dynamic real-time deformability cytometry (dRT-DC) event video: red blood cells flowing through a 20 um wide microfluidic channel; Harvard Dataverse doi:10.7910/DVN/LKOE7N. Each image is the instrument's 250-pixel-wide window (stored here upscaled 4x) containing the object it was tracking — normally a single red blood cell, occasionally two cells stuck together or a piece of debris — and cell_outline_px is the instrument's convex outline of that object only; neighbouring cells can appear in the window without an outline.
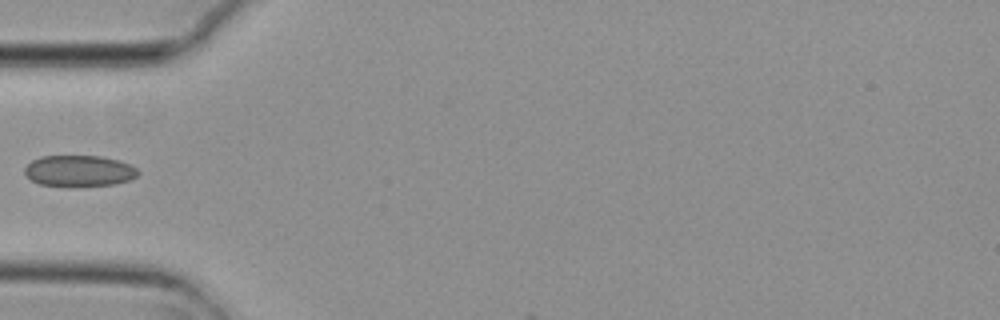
{"species": "common noctule bat (a hibernating species)", "species_latin": "Nyctalus noctula", "temperature_condition": "cold", "stored_images_in_passage": 2, "camera_frame_rate_fps": 3000, "um_per_image_px": 0.085, "animal": {"sex": "female", "body_mass_g": 29.2, "forearm_length_mm": 56.3}, "frame": {"image": 1, "passage_image": 1, "time_ms": 0.0, "image_size_px": [1000, 320], "cell_outline_px": [[140, 172], [136, 176], [128, 180], [112, 184], [40, 184], [32, 180], [24, 172], [24, 168], [32, 160], [40, 156], [100, 156], [120, 160], [136, 168]], "centroid_in_image_um": [6.72, 14.48], "position_along_channel_um": 78.3, "area_um2": 19.83}}
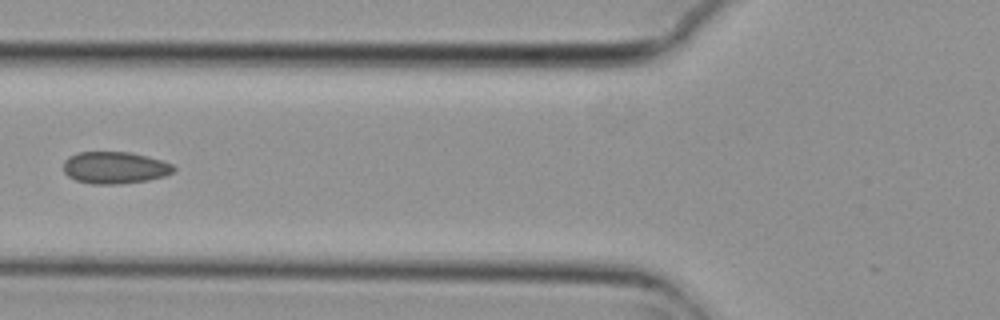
{"frame": {"image": 2, "passage_image": 2, "time_ms": 0.333, "image_size_px": [1000, 320], "cell_outline_px": [[176, 168], [172, 172], [164, 176], [148, 180], [120, 184], [92, 184], [76, 180], [68, 176], [64, 172], [64, 160], [68, 156], [76, 152], [128, 152], [160, 160], [172, 164]], "centroid_in_image_um": [9.72, 14.25], "position_along_channel_um": 116.1, "area_um2": 20.46}}